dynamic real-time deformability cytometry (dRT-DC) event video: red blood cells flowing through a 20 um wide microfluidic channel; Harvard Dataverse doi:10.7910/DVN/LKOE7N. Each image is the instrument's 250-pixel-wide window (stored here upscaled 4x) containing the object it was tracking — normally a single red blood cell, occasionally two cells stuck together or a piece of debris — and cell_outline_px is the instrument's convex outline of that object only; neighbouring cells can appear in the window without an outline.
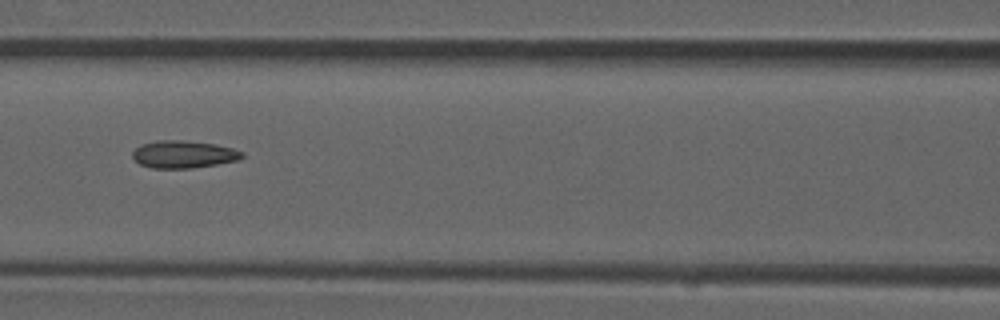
{"species": "common noctule bat (a hibernating species)", "species_latin": "Nyctalus noctula", "temperature_condition": "room temperature", "stored_images_in_passage": 7, "camera_frame_rate_fps": 3000, "um_per_image_px": 0.085, "animal": {"sex": "male", "forearm_length_mm": 52.5}, "frame": {"image": 1, "passage_image": 7, "time_ms": 2.0, "image_size_px": [1000, 320], "cell_outline_px": [[244, 156], [236, 160], [216, 164], [192, 168], [152, 168], [140, 164], [132, 156], [132, 152], [140, 144], [156, 140], [180, 140], [216, 144], [232, 148], [244, 152]], "centroid_in_image_um": [15.58, 13.11], "position_along_channel_um": 151.0, "area_um2": 17.46}}